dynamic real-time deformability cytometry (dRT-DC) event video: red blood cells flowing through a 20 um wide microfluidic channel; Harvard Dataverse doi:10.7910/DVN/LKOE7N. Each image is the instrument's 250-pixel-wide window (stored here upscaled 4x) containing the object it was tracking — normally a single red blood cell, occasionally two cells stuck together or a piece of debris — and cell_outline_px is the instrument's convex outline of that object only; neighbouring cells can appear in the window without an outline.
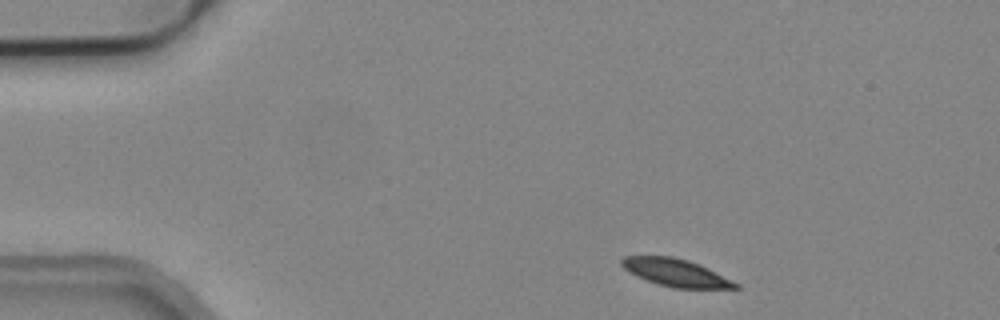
{"species": "common noctule bat (a hibernating species)", "species_latin": "Nyctalus noctula", "temperature_condition": "cold", "stored_images_in_passage": 3, "camera_frame_rate_fps": 3000, "um_per_image_px": 0.085, "animal": {"sex": "male", "body_mass_g": 19.2, "forearm_length_mm": 51.8}, "frame": {"image": 1, "passage_image": 1, "time_ms": 0.0, "image_size_px": [1000, 320], "cell_outline_px": [[740, 288], [672, 288], [656, 284], [636, 276], [628, 272], [620, 264], [620, 260], [624, 256], [672, 256], [688, 260], [700, 264], [740, 284]], "centroid_in_image_um": [57.42, 23.17], "position_along_channel_um": 27.6, "area_um2": 18.38}}